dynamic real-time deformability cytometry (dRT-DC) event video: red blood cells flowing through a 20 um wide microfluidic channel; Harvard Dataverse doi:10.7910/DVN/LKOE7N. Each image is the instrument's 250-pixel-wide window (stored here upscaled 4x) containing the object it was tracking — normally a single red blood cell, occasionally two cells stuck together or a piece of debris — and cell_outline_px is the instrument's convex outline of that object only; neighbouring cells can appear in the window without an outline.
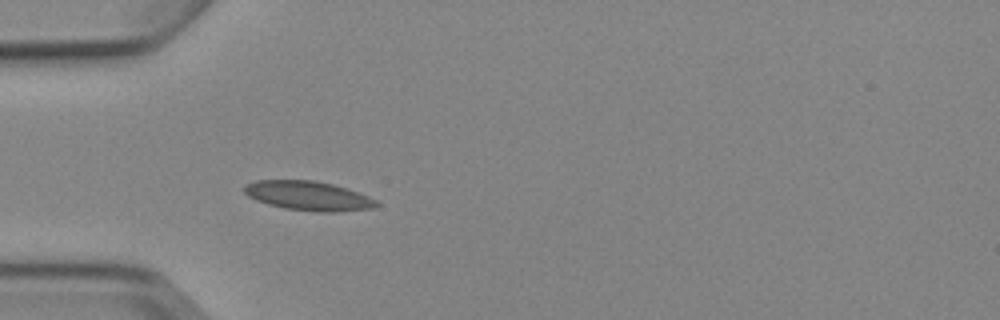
{"species": "Egyptian fruit bat (a non-hibernating species)", "species_latin": "Rousettus aegyptiacus", "temperature_condition": "cold", "stored_images_in_passage": 5, "camera_frame_rate_fps": 3000, "um_per_image_px": 0.085, "animal": {"sex": "female"}, "frame": {"image": 1, "passage_image": 5, "time_ms": 5.333, "image_size_px": [1000, 320], "cell_outline_px": [[380, 204], [376, 208], [336, 212], [320, 212], [284, 208], [268, 204], [256, 200], [248, 196], [244, 192], [244, 188], [248, 184], [256, 180], [316, 180], [332, 184], [368, 196], [376, 200]], "centroid_in_image_um": [26.23, 16.65], "position_along_channel_um": 58.8, "area_um2": 22.48}}